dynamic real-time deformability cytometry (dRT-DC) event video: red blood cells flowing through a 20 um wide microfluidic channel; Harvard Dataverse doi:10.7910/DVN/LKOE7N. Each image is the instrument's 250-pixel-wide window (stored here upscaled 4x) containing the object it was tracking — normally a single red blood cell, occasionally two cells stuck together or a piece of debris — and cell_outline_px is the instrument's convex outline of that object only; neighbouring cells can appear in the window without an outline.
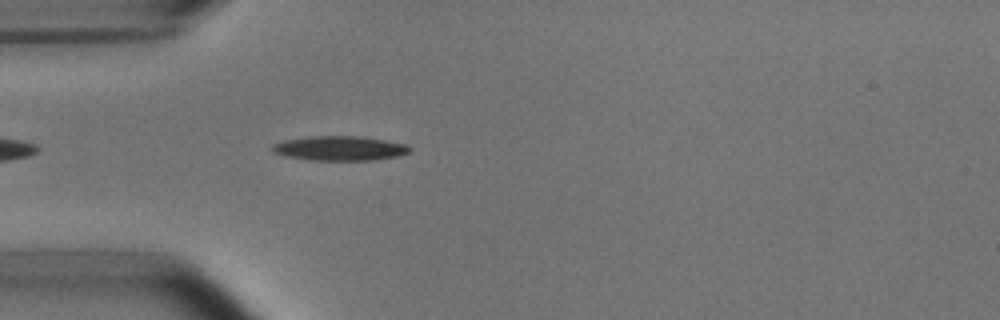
{"species": "common noctule bat (a hibernating species)", "species_latin": "Nyctalus noctula", "temperature_condition": "room temperature", "stored_images_in_passage": 24, "camera_frame_rate_fps": 3000, "um_per_image_px": 0.085, "animal": {"sex": "male", "body_mass_g": 15.6}, "frame": {"image": 1, "passage_image": 5, "time_ms": 1.333, "image_size_px": [1000, 320], "cell_outline_px": [[412, 148], [408, 152], [400, 156], [372, 160], [312, 160], [284, 156], [272, 152], [272, 144], [284, 140], [308, 136], [364, 136], [408, 144]], "centroid_in_image_um": [28.89, 12.6], "position_along_channel_um": 56.1, "area_um2": 19.88}}
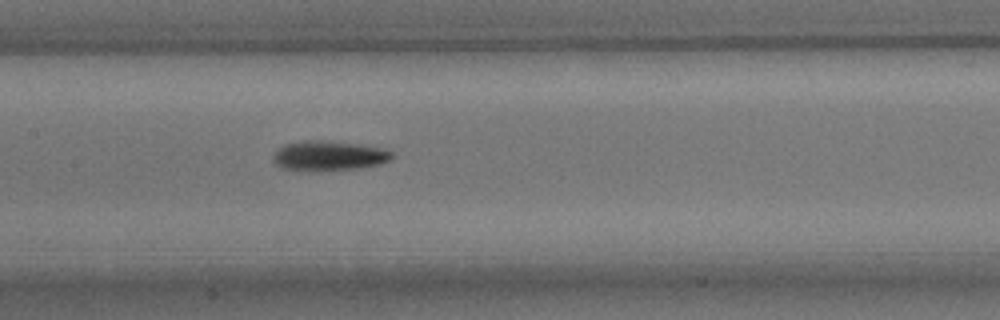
{"frame": {"image": 2, "passage_image": 15, "time_ms": 4.667, "image_size_px": [1000, 320], "cell_outline_px": [[396, 156], [380, 164], [356, 168], [316, 172], [308, 172], [280, 168], [272, 160], [272, 156], [284, 144], [304, 140], [320, 140], [356, 144], [384, 148], [392, 152]], "centroid_in_image_um": [27.91, 13.26], "position_along_channel_um": 179.5, "area_um2": 20.92}}
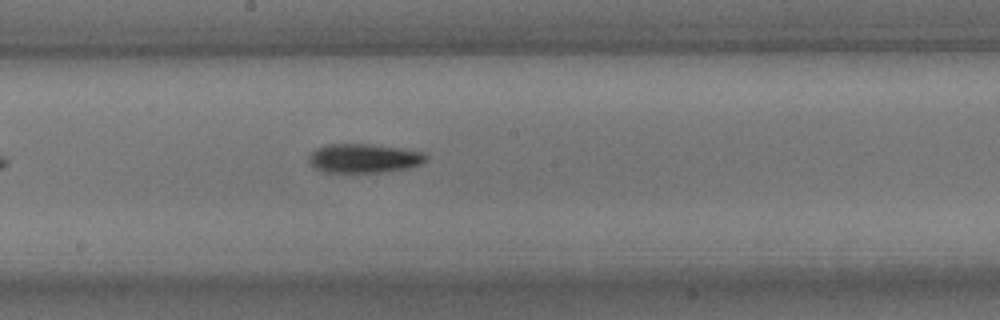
{"frame": {"image": 3, "passage_image": 18, "time_ms": 5.667, "image_size_px": [1000, 320], "cell_outline_px": [[428, 156], [420, 164], [408, 168], [384, 172], [324, 172], [312, 168], [308, 160], [308, 156], [316, 148], [324, 144], [368, 144], [424, 152]], "centroid_in_image_um": [30.86, 13.46], "position_along_channel_um": 217.3, "area_um2": 19.83}}